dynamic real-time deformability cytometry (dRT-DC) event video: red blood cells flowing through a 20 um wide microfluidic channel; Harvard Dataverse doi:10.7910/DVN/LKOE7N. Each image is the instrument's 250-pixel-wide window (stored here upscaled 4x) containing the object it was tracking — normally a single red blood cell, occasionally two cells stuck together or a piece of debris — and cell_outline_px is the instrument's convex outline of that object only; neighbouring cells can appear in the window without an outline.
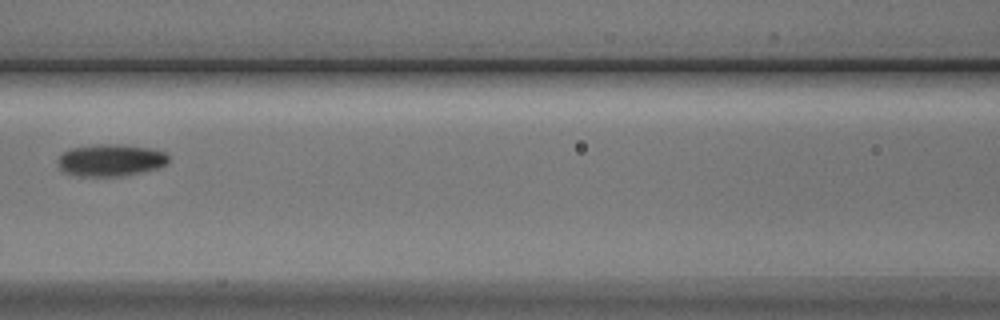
{"species": "Egyptian fruit bat (a non-hibernating species)", "species_latin": "Rousettus aegyptiacus", "temperature_condition": "cold", "stored_images_in_passage": 7, "camera_frame_rate_fps": 3000, "um_per_image_px": 0.085, "animal": {"sex": "male"}, "frame": {"image": 1, "passage_image": 7, "time_ms": 8.0, "image_size_px": [1000, 320], "cell_outline_px": [[168, 160], [164, 164], [156, 168], [120, 176], [84, 176], [64, 172], [60, 168], [60, 156], [64, 152], [72, 148], [96, 144], [116, 144], [152, 148], [164, 152], [168, 156]], "centroid_in_image_um": [9.41, 13.6], "position_along_channel_um": 157.2, "area_um2": 20.17}}